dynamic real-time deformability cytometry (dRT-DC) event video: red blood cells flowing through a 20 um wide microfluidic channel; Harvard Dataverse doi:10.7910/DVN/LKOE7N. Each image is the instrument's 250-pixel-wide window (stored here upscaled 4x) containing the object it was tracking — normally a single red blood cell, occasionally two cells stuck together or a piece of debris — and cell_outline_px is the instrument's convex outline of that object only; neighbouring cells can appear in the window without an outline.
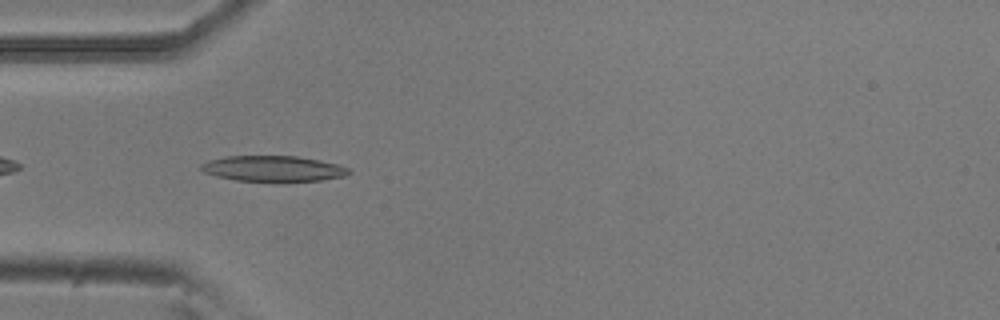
{"species": "common noctule bat (a hibernating species)", "species_latin": "Nyctalus noctula", "temperature_condition": "room temperature", "stored_images_in_passage": 33, "camera_frame_rate_fps": 3000, "um_per_image_px": 0.085, "animal": {"sex": "male", "body_mass_g": 20.5, "forearm_length_mm": 52.5}, "frame": {"image": 1, "passage_image": 3, "time_ms": 0.667, "image_size_px": [1000, 320], "cell_outline_px": [[352, 172], [344, 176], [320, 180], [280, 184], [236, 180], [216, 176], [204, 172], [200, 168], [200, 164], [208, 160], [224, 156], [296, 156], [320, 160], [336, 164], [348, 168]], "centroid_in_image_um": [23.21, 14.37], "position_along_channel_um": 61.8, "area_um2": 22.89}}
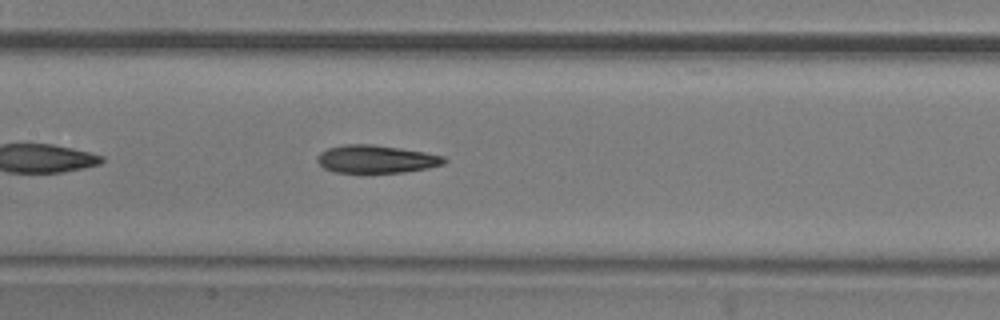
{"frame": {"image": 2, "passage_image": 12, "time_ms": 3.667, "image_size_px": [1000, 320], "cell_outline_px": [[448, 160], [444, 164], [428, 168], [404, 172], [332, 172], [324, 168], [316, 160], [316, 156], [320, 152], [328, 148], [344, 144], [372, 144], [400, 148], [424, 152], [444, 156]], "centroid_in_image_um": [31.97, 13.52], "position_along_channel_um": 175.4, "area_um2": 20.63}}
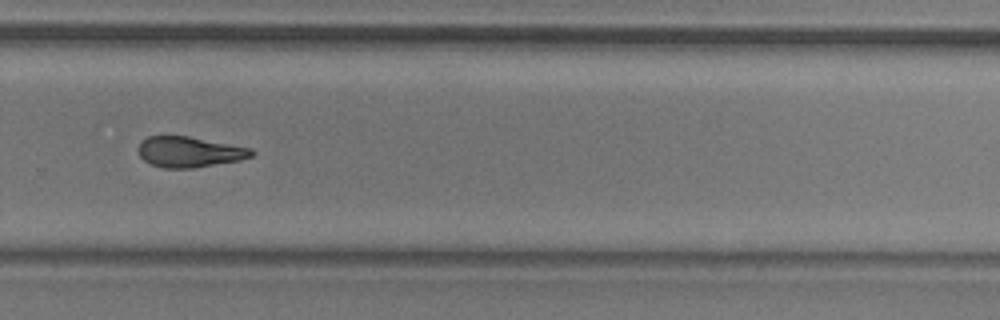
{"frame": {"image": 3, "passage_image": 23, "time_ms": 7.333, "image_size_px": [1000, 320], "cell_outline_px": [[256, 152], [252, 156], [240, 160], [192, 168], [164, 168], [152, 164], [144, 160], [140, 156], [136, 148], [140, 140], [148, 136], [164, 132], [188, 136], [252, 148]], "centroid_in_image_um": [16.02, 12.86], "position_along_channel_um": 313.8, "area_um2": 20.87}, "authors_computed_cell_mechanics": {"area_um2": 20.6346, "velocity_mm_per_s": 3.7881, "shape_relaxation_time_tau1_ms": 7.753, "shape_relaxation_time_tau2_ms": 6.9536, "deformation_change_tau1": 0.1994, "deformation_change_tau2": 0.1847}}